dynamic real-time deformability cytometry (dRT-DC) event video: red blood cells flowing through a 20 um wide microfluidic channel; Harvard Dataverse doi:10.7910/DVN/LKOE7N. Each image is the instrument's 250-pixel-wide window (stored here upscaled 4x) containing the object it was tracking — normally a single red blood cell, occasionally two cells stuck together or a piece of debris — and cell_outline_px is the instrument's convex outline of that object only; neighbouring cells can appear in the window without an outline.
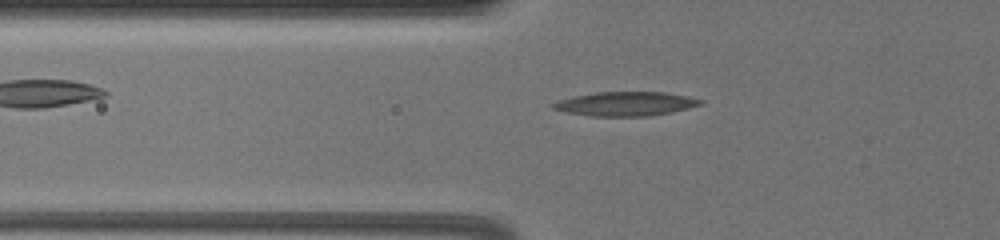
{"species": "common noctule bat (a hibernating species)", "species_latin": "Nyctalus noctula", "temperature_condition": "warm", "stored_images_in_passage": 49, "camera_frame_rate_fps": 3000, "um_per_image_px": 0.085, "animal": {"sex": "female", "body_mass_g": 19.5, "forearm_length_mm": 54.1}, "frame": {"image": 1, "passage_image": 12, "time_ms": 3.667, "image_size_px": [1000, 240], "cell_outline_px": [[704, 104], [672, 112], [648, 116], [592, 116], [568, 112], [552, 108], [552, 104], [560, 100], [576, 96], [596, 92], [664, 92], [704, 100]], "centroid_in_image_um": [53.22, 8.82], "position_along_channel_um": 72.6, "area_um2": 20.4}}
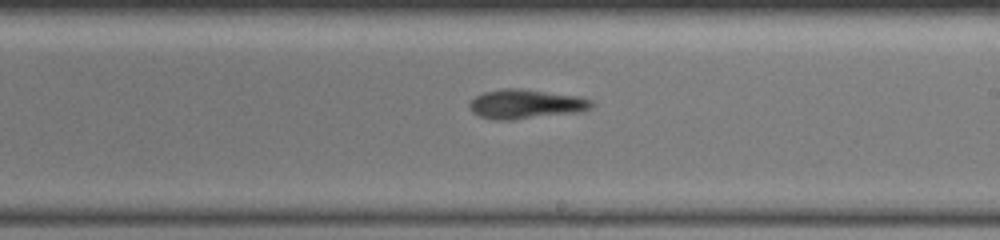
{"frame": {"image": 2, "passage_image": 27, "time_ms": 8.667, "image_size_px": [1000, 240], "cell_outline_px": [[592, 104], [588, 108], [576, 112], [512, 120], [496, 120], [480, 116], [472, 112], [468, 108], [468, 104], [476, 96], [484, 92], [504, 88], [520, 88], [576, 96], [592, 100]], "centroid_in_image_um": [44.61, 8.84], "position_along_channel_um": 244.4, "area_um2": 20.58}}
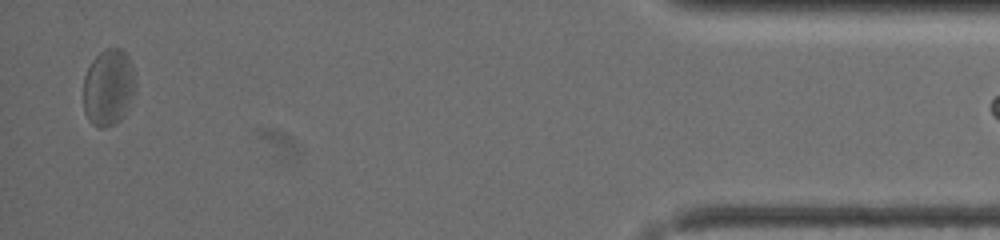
{"frame": {"image": 3, "passage_image": 48, "time_ms": 15.667, "image_size_px": [1000, 240], "cell_outline_px": [[136, 92], [124, 116], [120, 120], [104, 128], [96, 128], [88, 120], [84, 112], [84, 76], [92, 60], [104, 48], [120, 48], [128, 56], [136, 72]], "centroid_in_image_um": [9.25, 7.43], "position_along_channel_um": 425.9, "area_um2": 23.81}}